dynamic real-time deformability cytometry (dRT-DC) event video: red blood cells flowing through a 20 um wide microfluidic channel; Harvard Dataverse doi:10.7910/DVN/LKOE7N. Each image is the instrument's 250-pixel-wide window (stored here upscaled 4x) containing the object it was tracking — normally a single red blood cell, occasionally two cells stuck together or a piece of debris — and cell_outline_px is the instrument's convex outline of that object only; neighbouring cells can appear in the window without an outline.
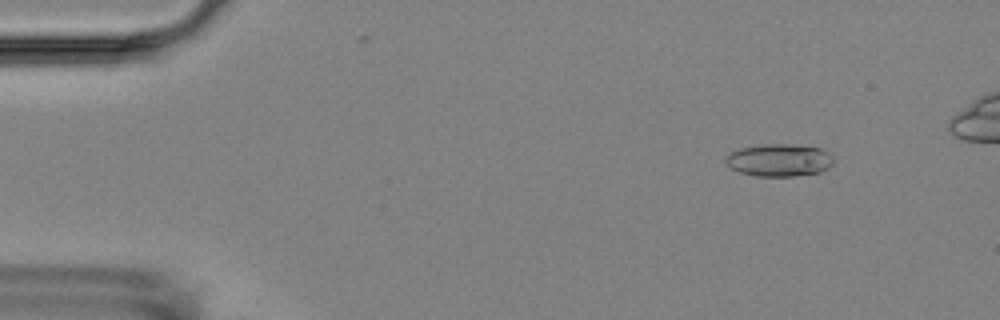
{"species": "Egyptian fruit bat (a non-hibernating species)", "species_latin": "Rousettus aegyptiacus", "temperature_condition": "room temperature", "stored_images_in_passage": 6, "camera_frame_rate_fps": 3000, "um_per_image_px": 0.085, "animal": {"sex": "female"}, "frame": {"image": 1, "passage_image": 2, "time_ms": 1.333, "image_size_px": [1000, 320], "cell_outline_px": [[836, 160], [828, 168], [820, 172], [792, 176], [756, 176], [740, 172], [732, 168], [724, 160], [732, 152], [740, 148], [764, 144], [788, 144], [820, 148], [832, 156]], "centroid_in_image_um": [66.26, 13.61], "position_along_channel_um": 18.7, "area_um2": 20.23}}